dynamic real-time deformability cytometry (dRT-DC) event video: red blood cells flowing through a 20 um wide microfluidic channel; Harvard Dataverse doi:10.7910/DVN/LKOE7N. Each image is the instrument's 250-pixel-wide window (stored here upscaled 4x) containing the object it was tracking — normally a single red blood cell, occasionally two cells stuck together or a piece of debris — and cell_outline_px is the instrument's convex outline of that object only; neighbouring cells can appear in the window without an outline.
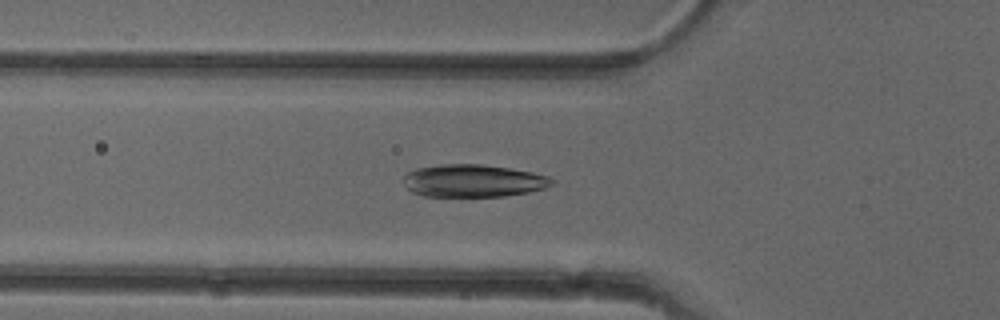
{"species": "common noctule bat (a hibernating species)", "species_latin": "Nyctalus noctula", "temperature_condition": "cold", "stored_images_in_passage": 50, "camera_frame_rate_fps": 3000, "um_per_image_px": 0.085, "animal": {"sex": "female"}, "frame": {"image": 1, "passage_image": 16, "time_ms": 5.0, "image_size_px": [1000, 320], "cell_outline_px": [[556, 184], [544, 188], [528, 192], [504, 196], [424, 196], [412, 192], [404, 184], [404, 176], [408, 172], [416, 168], [440, 164], [480, 164], [508, 168], [532, 172], [548, 176], [556, 180]], "centroid_in_image_um": [40.25, 15.36], "position_along_channel_um": 85.6, "area_um2": 28.21}}
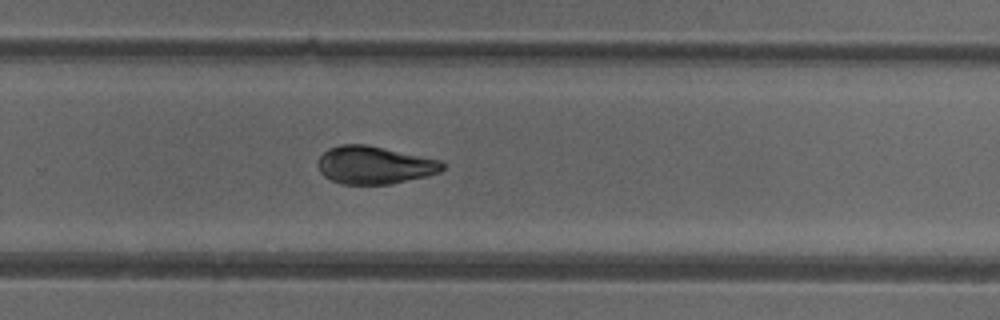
{"frame": {"image": 2, "passage_image": 32, "time_ms": 10.333, "image_size_px": [1000, 320], "cell_outline_px": [[444, 168], [440, 172], [428, 176], [392, 184], [340, 184], [324, 176], [320, 172], [316, 164], [320, 156], [328, 148], [340, 144], [368, 144], [440, 160], [444, 164]], "centroid_in_image_um": [31.81, 14.03], "position_along_channel_um": 298.0, "area_um2": 27.69}}
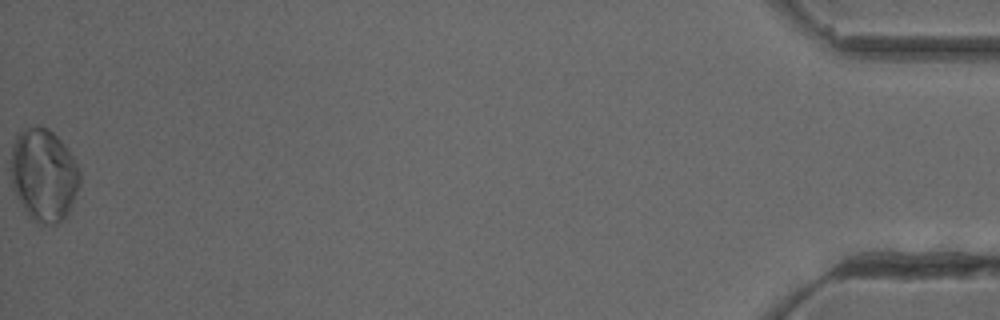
{"frame": {"image": 3, "passage_image": 50, "time_ms": 16.333, "image_size_px": [1000, 320], "cell_outline_px": [[80, 184], [68, 216], [64, 220], [56, 224], [40, 224], [28, 216], [24, 212], [12, 184], [12, 144], [20, 128], [48, 128], [68, 148], [80, 168]], "centroid_in_image_um": [3.75, 14.9], "position_along_channel_um": 431.5, "area_um2": 37.4}, "authors_computed_cell_mechanics": {"area_um2": 28.9867, "velocity_mm_per_s": 3.9763, "shape_relaxation_time_tau1_ms": 3.4051, "shape_relaxation_time_tau2_ms": 1.6308, "deformation_change_tau1": 0.1161, "deformation_change_tau2": 0.0458}}